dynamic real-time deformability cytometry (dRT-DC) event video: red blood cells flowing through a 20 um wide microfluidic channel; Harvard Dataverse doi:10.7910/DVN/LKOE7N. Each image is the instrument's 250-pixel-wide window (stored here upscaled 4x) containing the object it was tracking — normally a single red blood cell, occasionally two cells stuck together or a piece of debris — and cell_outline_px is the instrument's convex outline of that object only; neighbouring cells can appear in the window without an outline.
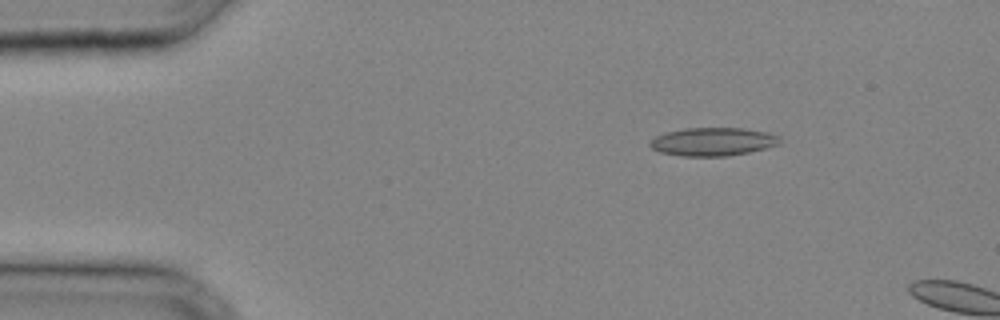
{"species": "common noctule bat (a hibernating species)", "species_latin": "Nyctalus noctula", "temperature_condition": "cold", "stored_images_in_passage": 4, "camera_frame_rate_fps": 3000, "um_per_image_px": 0.085, "animal": {"sex": "male", "body_mass_g": 20.4}, "frame": {"image": 1, "passage_image": 2, "time_ms": 0.333, "image_size_px": [1000, 320], "cell_outline_px": [[780, 144], [748, 152], [728, 156], [680, 156], [660, 152], [652, 148], [648, 144], [648, 140], [656, 136], [668, 132], [684, 128], [744, 128], [768, 132], [780, 136]], "centroid_in_image_um": [60.58, 12.04], "position_along_channel_um": 24.4, "area_um2": 21.44}}